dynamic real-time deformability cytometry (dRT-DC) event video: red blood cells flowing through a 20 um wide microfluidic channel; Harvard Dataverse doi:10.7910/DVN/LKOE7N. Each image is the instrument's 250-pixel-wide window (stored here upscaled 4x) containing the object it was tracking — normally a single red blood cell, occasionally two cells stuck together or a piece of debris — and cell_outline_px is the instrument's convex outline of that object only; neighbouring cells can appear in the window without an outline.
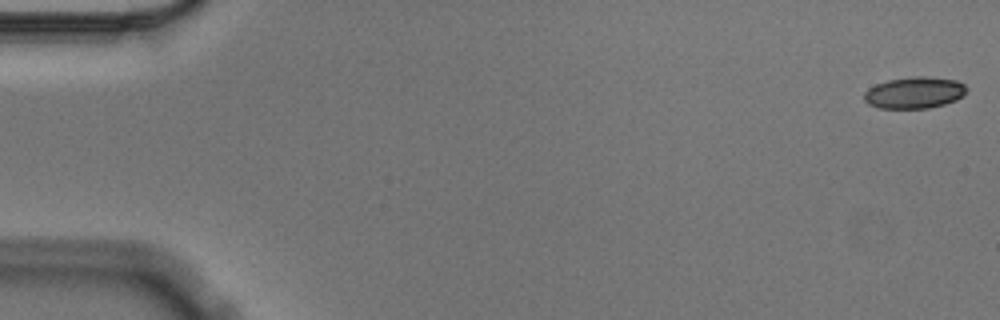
{"species": "Egyptian fruit bat (a non-hibernating species)", "species_latin": "Rousettus aegyptiacus", "temperature_condition": "cold", "stored_images_in_passage": 11, "camera_frame_rate_fps": 3000, "um_per_image_px": 0.085, "animal": {"sex": "male"}, "frame": {"image": 1, "passage_image": 1, "time_ms": 0.0, "image_size_px": [1000, 320], "cell_outline_px": [[968, 88], [964, 96], [956, 100], [944, 104], [928, 108], [880, 108], [868, 104], [864, 100], [864, 92], [868, 88], [876, 84], [888, 80], [912, 76], [924, 76], [956, 80], [964, 84]], "centroid_in_image_um": [77.73, 7.87], "position_along_channel_um": 7.3, "area_um2": 18.96}}
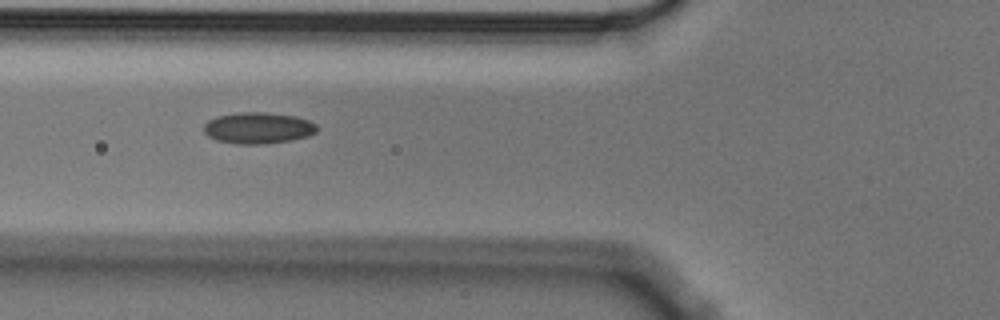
{"frame": {"image": 2, "passage_image": 6, "time_ms": 1.667, "image_size_px": [1000, 320], "cell_outline_px": [[316, 132], [308, 136], [292, 140], [264, 144], [236, 144], [216, 140], [208, 136], [204, 132], [204, 124], [208, 120], [216, 116], [236, 112], [268, 112], [296, 116], [308, 120], [316, 124]], "centroid_in_image_um": [21.92, 10.87], "position_along_channel_um": 103.9, "area_um2": 20.87}}
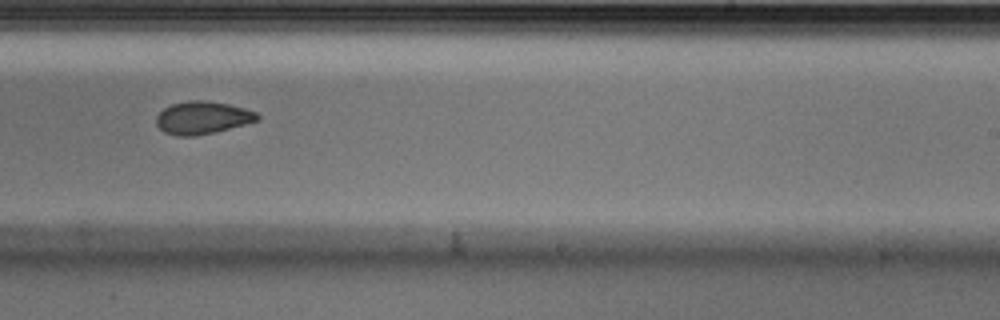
{"frame": {"image": 3, "passage_image": 10, "time_ms": 3.0, "image_size_px": [1000, 320], "cell_outline_px": [[260, 116], [256, 120], [244, 124], [212, 132], [192, 136], [176, 136], [164, 132], [156, 124], [156, 116], [164, 108], [172, 104], [188, 100], [204, 100], [228, 104], [244, 108], [256, 112]], "centroid_in_image_um": [17.16, 9.99], "position_along_channel_um": 271.8, "area_um2": 18.96}}